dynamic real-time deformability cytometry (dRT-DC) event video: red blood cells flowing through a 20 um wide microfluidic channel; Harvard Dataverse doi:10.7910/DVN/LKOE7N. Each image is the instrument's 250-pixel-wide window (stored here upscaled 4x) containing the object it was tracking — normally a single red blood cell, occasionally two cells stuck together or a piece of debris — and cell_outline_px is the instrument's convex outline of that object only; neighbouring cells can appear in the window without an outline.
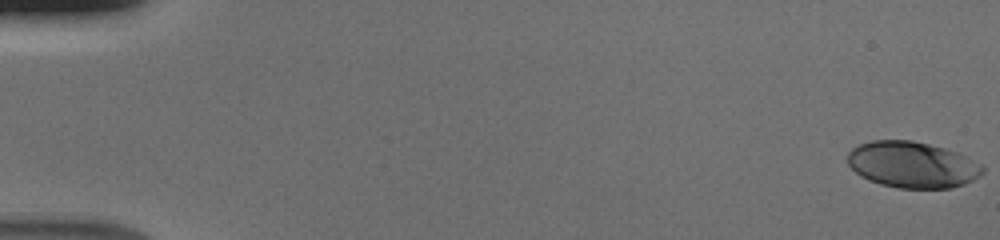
{"species": "human", "species_latin": "Homo sapiens", "temperature_condition": "cold", "stored_images_in_passage": 54, "camera_frame_rate_fps": 3000, "um_per_image_px": 0.085, "donor": {"sex": "male"}, "frame": {"image": 1, "passage_image": 1, "time_ms": 0.0, "image_size_px": [1000, 240], "cell_outline_px": [[984, 172], [980, 176], [964, 184], [952, 188], [896, 188], [880, 184], [868, 180], [860, 176], [848, 164], [848, 152], [852, 148], [860, 144], [872, 140], [912, 140], [944, 148], [956, 152], [980, 164], [984, 168]], "centroid_in_image_um": [77.53, 14.01], "position_along_channel_um": 7.5, "area_um2": 36.3}}
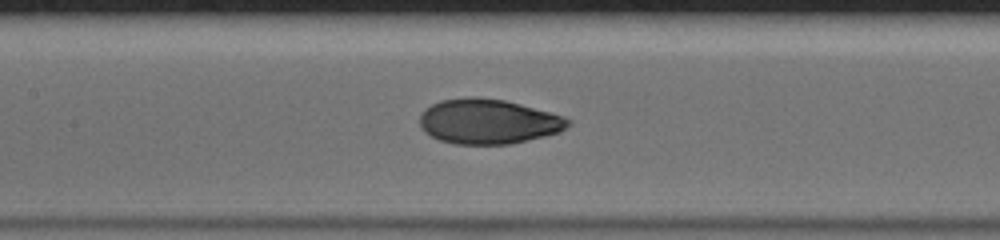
{"frame": {"image": 2, "passage_image": 27, "time_ms": 8.667, "image_size_px": [1000, 240], "cell_outline_px": [[572, 124], [560, 132], [512, 144], [452, 144], [440, 140], [424, 132], [420, 128], [420, 116], [424, 108], [440, 100], [472, 96], [476, 96], [504, 100], [520, 104], [564, 116], [572, 120]], "centroid_in_image_um": [41.5, 10.32], "position_along_channel_um": 165.9, "area_um2": 39.07}}
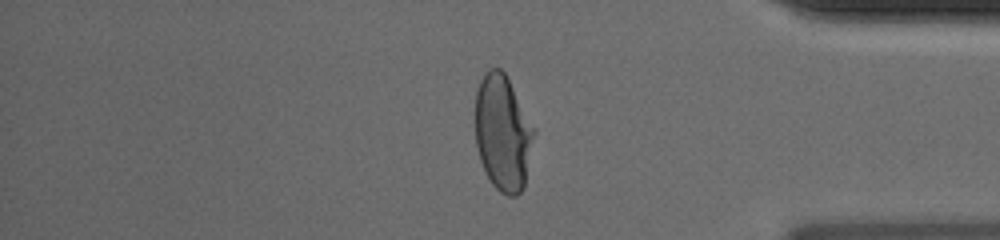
{"frame": {"image": 3, "passage_image": 46, "time_ms": 15.0, "image_size_px": [1000, 240], "cell_outline_px": [[536, 132], [524, 188], [516, 196], [508, 196], [500, 192], [492, 184], [484, 172], [480, 160], [476, 144], [476, 92], [480, 80], [484, 72], [488, 68], [500, 68], [504, 72], [536, 128]], "centroid_in_image_um": [42.76, 11.31], "position_along_channel_um": 392.4, "area_um2": 40.11}}